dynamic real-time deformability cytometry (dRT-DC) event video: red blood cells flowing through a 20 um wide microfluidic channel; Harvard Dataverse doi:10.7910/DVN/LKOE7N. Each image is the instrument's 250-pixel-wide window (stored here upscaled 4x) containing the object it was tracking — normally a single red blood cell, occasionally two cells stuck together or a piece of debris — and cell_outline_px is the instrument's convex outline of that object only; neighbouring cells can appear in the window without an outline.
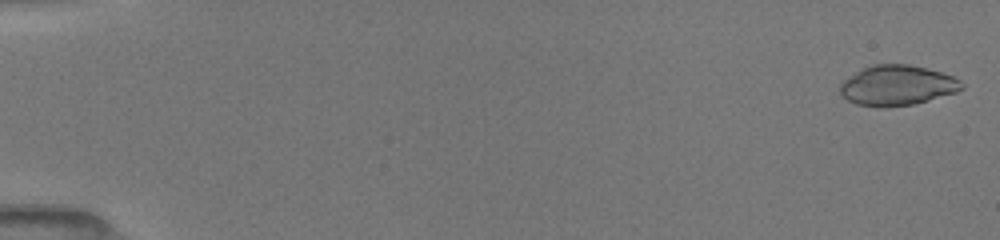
{"species": "common noctule bat (a hibernating species)", "species_latin": "Nyctalus noctula", "temperature_condition": "room temperature", "stored_images_in_passage": 40, "camera_frame_rate_fps": 3000, "um_per_image_px": 0.085, "animal": {"sex": "female", "body_mass_g": 19.5, "forearm_length_mm": 54.1}, "frame": {"image": 1, "passage_image": 1, "time_ms": 0.0, "image_size_px": [1000, 240], "cell_outline_px": [[964, 88], [956, 92], [928, 100], [912, 104], [884, 108], [856, 104], [848, 100], [840, 92], [840, 84], [844, 80], [856, 72], [872, 64], [908, 64], [928, 68], [952, 76], [960, 80], [964, 84]], "centroid_in_image_um": [76.27, 7.26], "position_along_channel_um": 8.7, "area_um2": 28.38}}
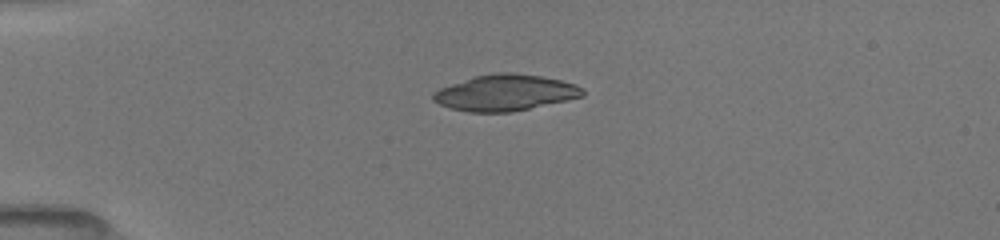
{"frame": {"image": 2, "passage_image": 18, "time_ms": 4.0, "image_size_px": [1000, 240], "cell_outline_px": [[584, 96], [512, 112], [468, 112], [452, 108], [440, 104], [432, 100], [432, 92], [440, 88], [476, 76], [496, 72], [512, 72], [540, 76], [560, 80], [576, 84], [584, 88]], "centroid_in_image_um": [42.95, 7.88], "position_along_channel_um": 42.0, "area_um2": 31.27}}